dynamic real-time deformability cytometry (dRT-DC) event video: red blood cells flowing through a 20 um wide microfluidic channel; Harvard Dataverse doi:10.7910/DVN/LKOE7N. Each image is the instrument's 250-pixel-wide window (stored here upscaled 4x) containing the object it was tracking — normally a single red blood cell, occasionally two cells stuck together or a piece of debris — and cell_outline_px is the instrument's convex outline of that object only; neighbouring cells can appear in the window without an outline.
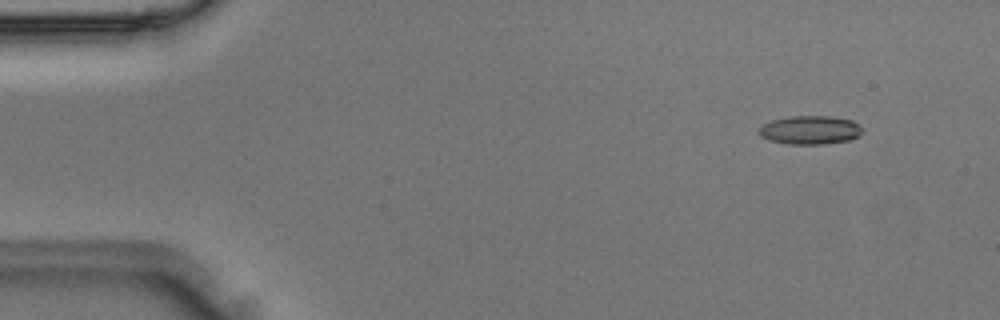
{"species": "Egyptian fruit bat (a non-hibernating species)", "species_latin": "Rousettus aegyptiacus", "temperature_condition": "room temperature", "stored_images_in_passage": 49, "camera_frame_rate_fps": 3000, "um_per_image_px": 0.085, "animal": {"sex": "male"}, "frame": {"image": 1, "passage_image": 5, "time_ms": 1.333, "image_size_px": [1000, 320], "cell_outline_px": [[864, 128], [852, 140], [824, 144], [788, 144], [768, 140], [760, 136], [760, 128], [764, 124], [772, 120], [788, 116], [832, 116], [852, 120]], "centroid_in_image_um": [68.87, 11.05], "position_along_channel_um": 16.1, "area_um2": 17.28}}
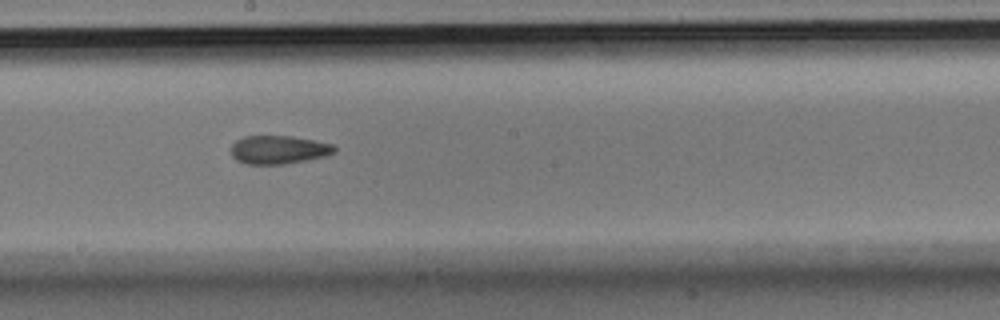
{"frame": {"image": 2, "passage_image": 27, "time_ms": 8.667, "image_size_px": [1000, 320], "cell_outline_px": [[336, 152], [324, 156], [284, 164], [248, 164], [236, 160], [232, 156], [232, 144], [236, 140], [244, 136], [292, 136], [332, 144], [336, 148]], "centroid_in_image_um": [23.66, 12.72], "position_along_channel_um": 224.5, "area_um2": 16.94}}
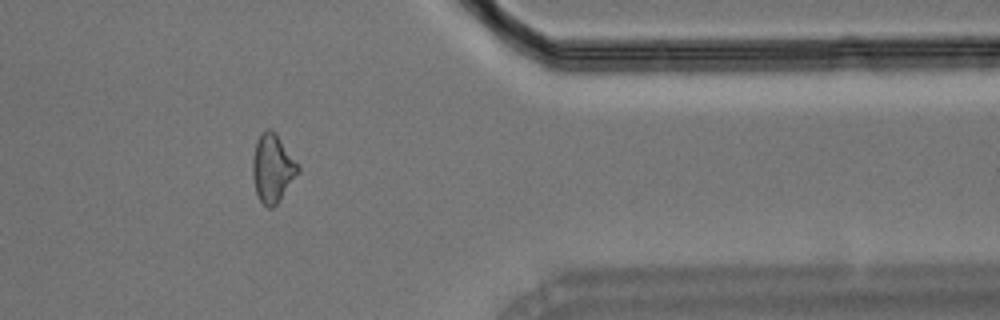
{"frame": {"image": 3, "passage_image": 40, "time_ms": 13.0, "image_size_px": [1000, 320], "cell_outline_px": [[300, 172], [280, 200], [272, 208], [268, 208], [260, 200], [256, 192], [252, 176], [252, 160], [256, 140], [260, 132], [264, 128], [268, 128], [276, 132], [300, 168]], "centroid_in_image_um": [23.15, 14.27], "position_along_channel_um": 388.2, "area_um2": 18.21}}